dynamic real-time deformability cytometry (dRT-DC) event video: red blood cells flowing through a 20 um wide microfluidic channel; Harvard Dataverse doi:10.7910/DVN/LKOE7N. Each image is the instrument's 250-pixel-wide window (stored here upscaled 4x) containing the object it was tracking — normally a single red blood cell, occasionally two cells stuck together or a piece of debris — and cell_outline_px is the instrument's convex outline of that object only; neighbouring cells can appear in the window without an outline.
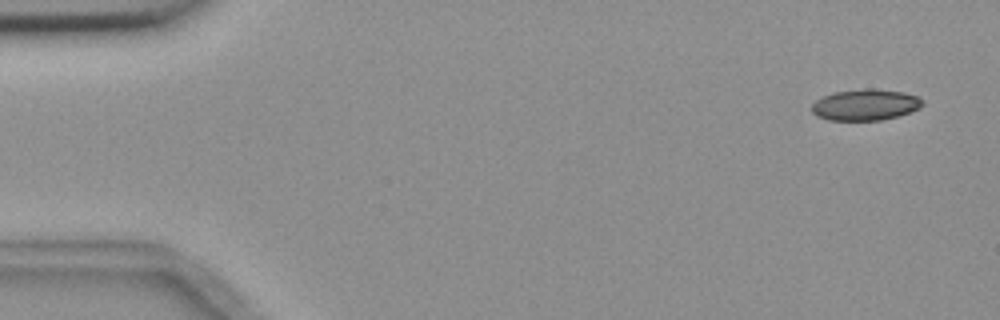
{"species": "common noctule bat (a hibernating species)", "species_latin": "Nyctalus noctula", "temperature_condition": "room temperature", "stored_images_in_passage": 6, "camera_frame_rate_fps": 3000, "um_per_image_px": 0.085, "animal": {"sex": "female", "body_mass_g": 18.4}, "frame": {"image": 1, "passage_image": 1, "time_ms": 0.0, "image_size_px": [1000, 320], "cell_outline_px": [[924, 104], [920, 108], [912, 112], [900, 116], [880, 120], [828, 120], [816, 116], [812, 112], [812, 104], [816, 100], [832, 92], [864, 88], [872, 88], [904, 92], [920, 96], [924, 100]], "centroid_in_image_um": [73.6, 8.9], "position_along_channel_um": 11.4, "area_um2": 20.52}}
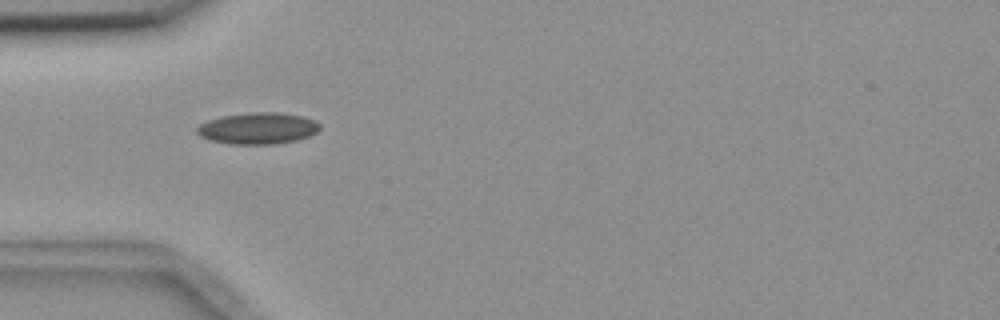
{"frame": {"image": 2, "passage_image": 5, "time_ms": 4.667, "image_size_px": [1000, 320], "cell_outline_px": [[320, 128], [316, 132], [308, 136], [296, 140], [272, 144], [232, 144], [212, 140], [200, 136], [196, 132], [196, 128], [200, 124], [208, 120], [220, 116], [252, 112], [276, 112], [304, 116], [316, 120], [320, 124]], "centroid_in_image_um": [21.93, 10.89], "position_along_channel_um": 63.1, "area_um2": 22.54}}